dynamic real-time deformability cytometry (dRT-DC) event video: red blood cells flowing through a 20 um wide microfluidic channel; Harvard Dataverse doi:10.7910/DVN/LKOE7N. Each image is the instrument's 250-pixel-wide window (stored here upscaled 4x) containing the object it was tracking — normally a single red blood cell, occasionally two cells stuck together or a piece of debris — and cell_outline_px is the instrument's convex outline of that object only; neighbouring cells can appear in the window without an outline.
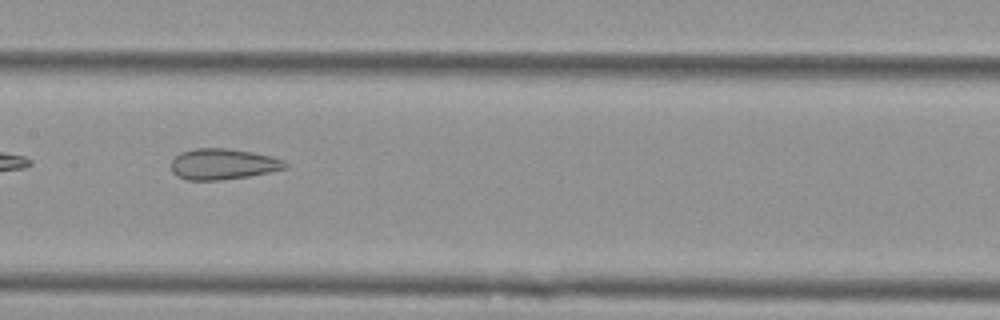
{"species": "Egyptian fruit bat (a non-hibernating species)", "species_latin": "Rousettus aegyptiacus", "temperature_condition": "cold", "stored_images_in_passage": 5, "camera_frame_rate_fps": 3000, "um_per_image_px": 0.085, "animal": {"sex": "female"}, "frame": {"image": 1, "passage_image": 4, "time_ms": 1.0, "image_size_px": [1000, 320], "cell_outline_px": [[288, 168], [248, 176], [220, 180], [188, 180], [176, 176], [172, 172], [172, 160], [180, 152], [196, 148], [228, 148], [252, 152], [272, 156], [284, 160], [288, 164]], "centroid_in_image_um": [18.96, 13.94], "position_along_channel_um": 188.4, "area_um2": 20.58}}
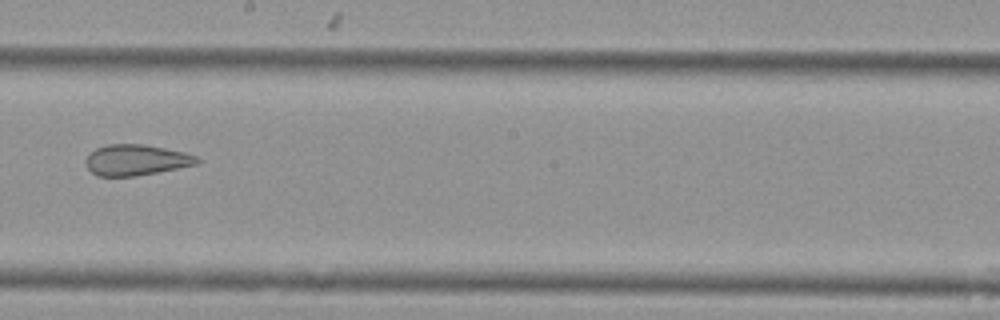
{"frame": {"image": 2, "passage_image": 5, "time_ms": 1.333, "image_size_px": [1000, 320], "cell_outline_px": [[200, 164], [136, 176], [96, 176], [88, 168], [84, 160], [96, 148], [108, 144], [144, 144], [184, 152], [196, 156], [200, 160]], "centroid_in_image_um": [11.58, 13.6], "position_along_channel_um": 236.6, "area_um2": 20.0}}